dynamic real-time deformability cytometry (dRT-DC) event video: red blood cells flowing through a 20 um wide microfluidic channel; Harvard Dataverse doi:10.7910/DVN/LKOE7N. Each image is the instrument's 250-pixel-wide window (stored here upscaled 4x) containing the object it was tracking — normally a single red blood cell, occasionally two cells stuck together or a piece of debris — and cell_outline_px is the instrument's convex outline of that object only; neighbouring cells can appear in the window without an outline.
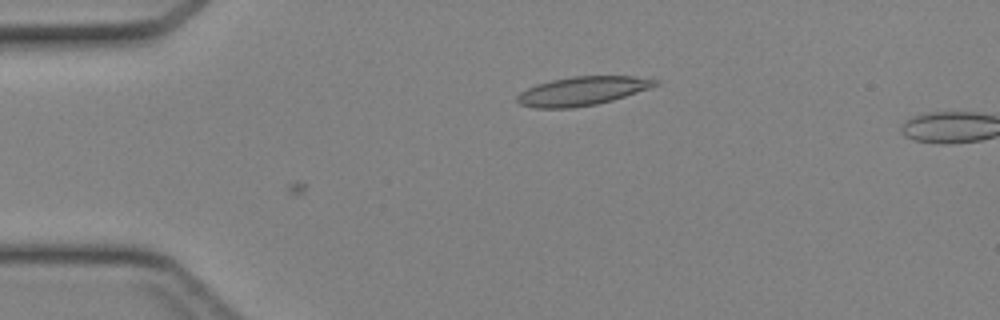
{"species": "Egyptian fruit bat (a non-hibernating species)", "species_latin": "Rousettus aegyptiacus", "temperature_condition": "cold", "stored_images_in_passage": 9, "camera_frame_rate_fps": 3000, "um_per_image_px": 0.085, "animal": {"sex": "female"}, "frame": {"image": 1, "passage_image": 9, "time_ms": 2.667, "image_size_px": [1000, 320], "cell_outline_px": [[660, 84], [652, 88], [612, 100], [596, 104], [576, 108], [536, 108], [520, 104], [516, 100], [516, 96], [520, 92], [536, 84], [552, 80], [572, 76], [632, 76], [660, 80]], "centroid_in_image_um": [49.52, 7.73], "position_along_channel_um": 35.5, "area_um2": 23.29}}